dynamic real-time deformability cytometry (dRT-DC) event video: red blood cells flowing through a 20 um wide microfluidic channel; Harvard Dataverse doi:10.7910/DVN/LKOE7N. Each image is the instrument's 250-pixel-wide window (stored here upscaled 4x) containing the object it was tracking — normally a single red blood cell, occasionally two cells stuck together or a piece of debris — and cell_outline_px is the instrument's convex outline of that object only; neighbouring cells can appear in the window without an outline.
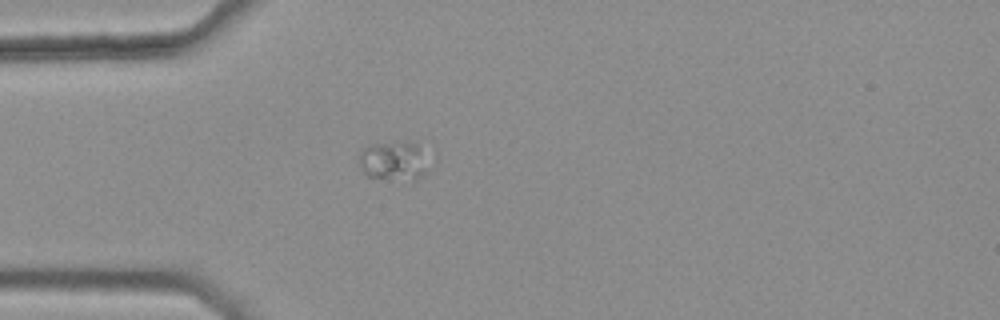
{"species": "common noctule bat (a hibernating species)", "species_latin": "Nyctalus noctula", "temperature_condition": "warm", "stored_images_in_passage": 33, "camera_frame_rate_fps": 3000, "um_per_image_px": 0.085, "animal": {"sex": "female", "body_mass_g": 25.1}, "frame": {"image": 1, "passage_image": 1, "time_ms": 0.0, "image_size_px": [1000, 320], "cell_outline_px": [[420, 176], [416, 180], [412, 180], [368, 176], [364, 172], [360, 164], [360, 148], [372, 144], [416, 144], [420, 172]], "centroid_in_image_um": [33.21, 13.7], "position_along_channel_um": 51.8, "area_um2": 13.81}}